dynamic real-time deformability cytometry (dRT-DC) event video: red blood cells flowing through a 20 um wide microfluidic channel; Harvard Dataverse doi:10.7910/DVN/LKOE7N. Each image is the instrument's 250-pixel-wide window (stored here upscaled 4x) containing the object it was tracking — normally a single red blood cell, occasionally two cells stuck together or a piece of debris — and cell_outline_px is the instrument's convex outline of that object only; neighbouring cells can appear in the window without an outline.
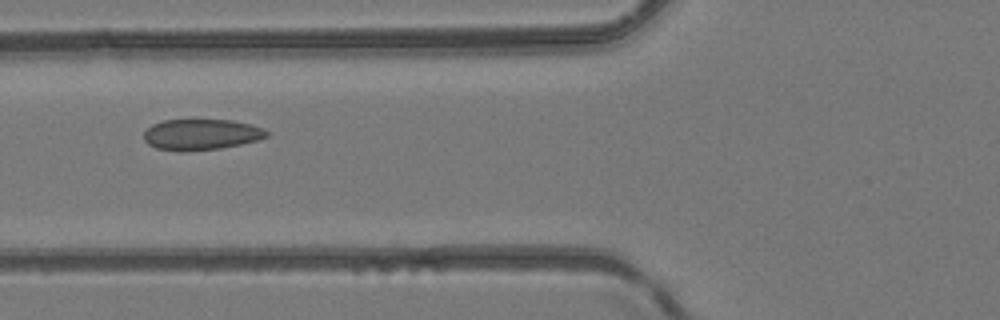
{"species": "common noctule bat (a hibernating species)", "species_latin": "Nyctalus noctula", "temperature_condition": "room temperature", "stored_images_in_passage": 5, "camera_frame_rate_fps": 3000, "um_per_image_px": 0.085, "animal": {"sex": "female", "body_mass_g": 24.6, "forearm_length_mm": 56.2}, "frame": {"image": 1, "passage_image": 5, "time_ms": 4.333, "image_size_px": [1000, 320], "cell_outline_px": [[268, 136], [256, 140], [240, 144], [220, 148], [188, 152], [176, 152], [156, 148], [148, 144], [144, 140], [144, 132], [152, 124], [164, 120], [232, 120], [252, 124], [264, 128], [268, 132]], "centroid_in_image_um": [17.08, 11.44], "position_along_channel_um": 108.7, "area_um2": 22.31}}